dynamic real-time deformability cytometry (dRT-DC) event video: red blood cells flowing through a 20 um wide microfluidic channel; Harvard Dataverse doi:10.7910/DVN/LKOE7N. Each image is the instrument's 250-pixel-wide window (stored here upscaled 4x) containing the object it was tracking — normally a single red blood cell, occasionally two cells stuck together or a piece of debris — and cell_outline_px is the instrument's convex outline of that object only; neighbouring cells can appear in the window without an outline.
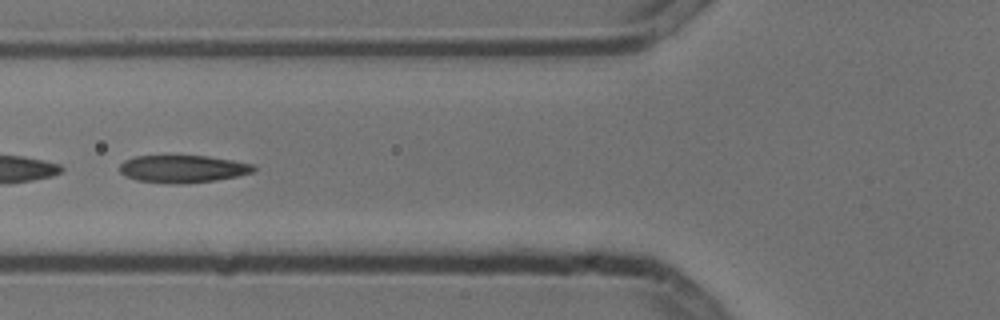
{"species": "common noctule bat (a hibernating species)", "species_latin": "Nyctalus noctula", "temperature_condition": "cold", "stored_images_in_passage": 8, "camera_frame_rate_fps": 3000, "um_per_image_px": 0.085, "animal": {"sex": "male", "body_mass_g": 13.3}, "frame": {"image": 1, "passage_image": 5, "time_ms": 1.333, "image_size_px": [1000, 320], "cell_outline_px": [[256, 168], [252, 172], [236, 176], [216, 180], [172, 184], [136, 180], [124, 176], [120, 172], [120, 164], [124, 160], [136, 156], [208, 156], [256, 164]], "centroid_in_image_um": [15.53, 14.35], "position_along_channel_um": 110.3, "area_um2": 21.39}}
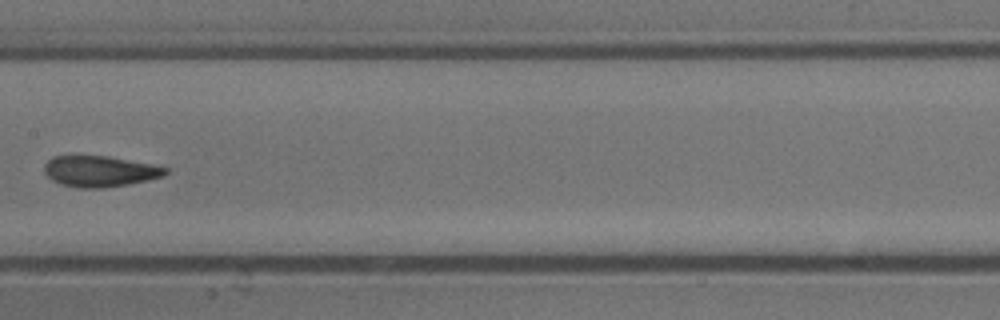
{"frame": {"image": 2, "passage_image": 7, "time_ms": 2.0, "image_size_px": [1000, 320], "cell_outline_px": [[168, 172], [164, 176], [148, 180], [128, 184], [100, 188], [76, 188], [60, 184], [52, 180], [44, 172], [44, 164], [52, 156], [108, 156], [152, 164], [168, 168]], "centroid_in_image_um": [8.47, 14.56], "position_along_channel_um": 198.9, "area_um2": 21.91}}
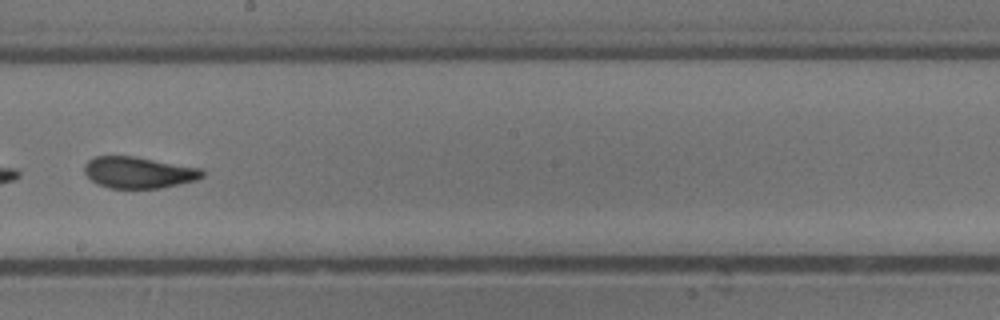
{"frame": {"image": 3, "passage_image": 8, "time_ms": 2.333, "image_size_px": [1000, 320], "cell_outline_px": [[204, 176], [196, 180], [180, 184], [160, 188], [108, 188], [96, 184], [84, 172], [84, 164], [88, 160], [96, 156], [132, 156], [204, 168]], "centroid_in_image_um": [11.8, 14.66], "position_along_channel_um": 236.4, "area_um2": 21.73}}